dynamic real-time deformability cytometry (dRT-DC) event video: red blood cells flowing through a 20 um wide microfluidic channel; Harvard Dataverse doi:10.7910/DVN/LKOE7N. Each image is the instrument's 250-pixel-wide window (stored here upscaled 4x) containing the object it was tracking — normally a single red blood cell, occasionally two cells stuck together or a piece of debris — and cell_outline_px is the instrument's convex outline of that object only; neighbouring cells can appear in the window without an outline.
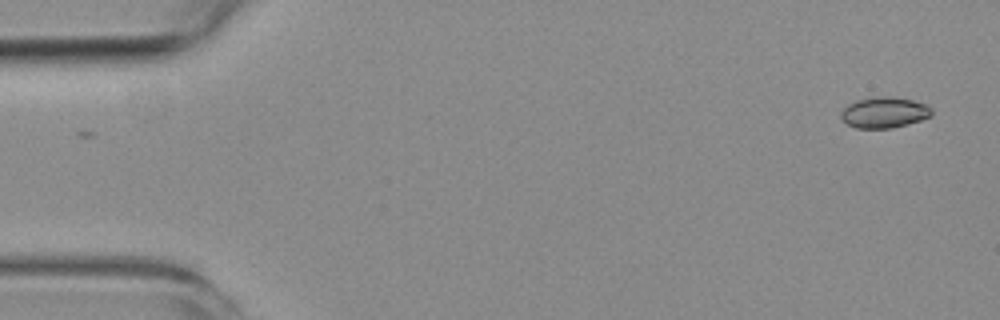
{"species": "common noctule bat (a hibernating species)", "species_latin": "Nyctalus noctula", "temperature_condition": "room temperature", "stored_images_in_passage": 7, "camera_frame_rate_fps": 3000, "um_per_image_px": 0.085, "animal": {"sex": "female", "body_mass_g": 19.3, "forearm_length_mm": 54.1}, "frame": {"image": 1, "passage_image": 1, "time_ms": 0.0, "image_size_px": [1000, 320], "cell_outline_px": [[932, 116], [920, 120], [892, 128], [856, 128], [848, 124], [840, 116], [840, 112], [848, 104], [856, 100], [876, 96], [892, 96], [912, 100], [928, 104], [932, 108]], "centroid_in_image_um": [75.18, 9.54], "position_along_channel_um": 9.8, "area_um2": 16.42}}
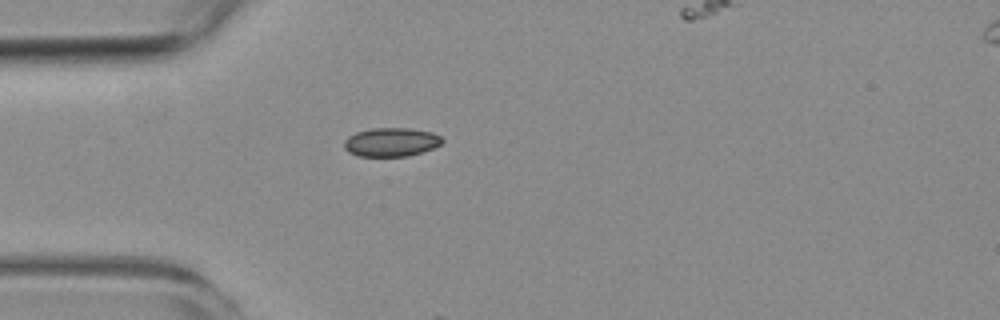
{"frame": {"image": 2, "passage_image": 5, "time_ms": 4.333, "image_size_px": [1000, 320], "cell_outline_px": [[444, 140], [440, 144], [432, 148], [408, 156], [356, 156], [348, 152], [344, 148], [344, 140], [348, 136], [356, 132], [372, 128], [408, 128], [432, 132], [440, 136]], "centroid_in_image_um": [33.21, 12.07], "position_along_channel_um": 51.8, "area_um2": 16.42}}